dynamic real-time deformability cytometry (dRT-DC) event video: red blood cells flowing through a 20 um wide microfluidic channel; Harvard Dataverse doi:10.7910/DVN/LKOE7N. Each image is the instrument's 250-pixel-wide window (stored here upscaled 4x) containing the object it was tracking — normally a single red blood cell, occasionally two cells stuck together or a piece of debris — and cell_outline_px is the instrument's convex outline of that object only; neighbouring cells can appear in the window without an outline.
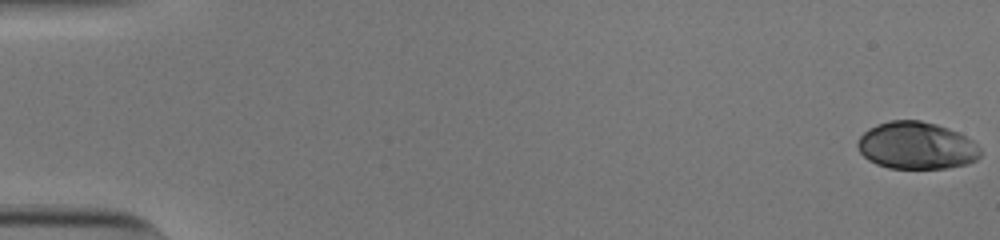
{"species": "human", "species_latin": "Homo sapiens", "temperature_condition": "cold", "stored_images_in_passage": 54, "camera_frame_rate_fps": 3000, "um_per_image_px": 0.085, "donor": {"sex": "male"}, "frame": {"image": 1, "passage_image": 1, "time_ms": 0.0, "image_size_px": [1000, 240], "cell_outline_px": [[980, 156], [976, 160], [968, 164], [948, 168], [888, 168], [876, 164], [868, 160], [860, 152], [856, 144], [856, 140], [868, 128], [876, 124], [888, 120], [920, 120], [936, 124], [948, 128], [972, 140], [980, 148]], "centroid_in_image_um": [77.87, 12.37], "position_along_channel_um": 7.1, "area_um2": 33.99}}
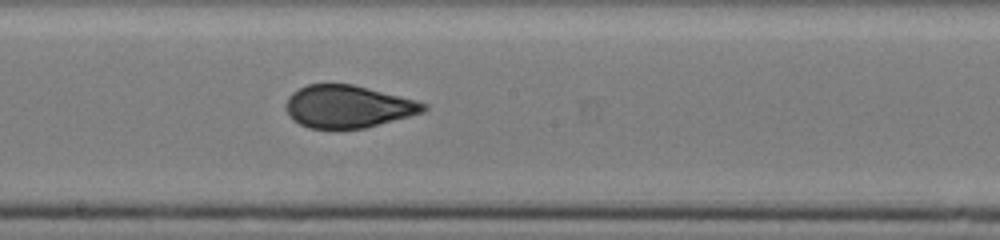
{"frame": {"image": 2, "passage_image": 31, "time_ms": 10.0, "image_size_px": [1000, 240], "cell_outline_px": [[428, 108], [424, 112], [364, 128], [308, 128], [292, 120], [288, 116], [288, 96], [292, 92], [308, 84], [352, 84], [416, 100], [428, 104]], "centroid_in_image_um": [29.59, 9.05], "position_along_channel_um": 218.6, "area_um2": 33.76}}
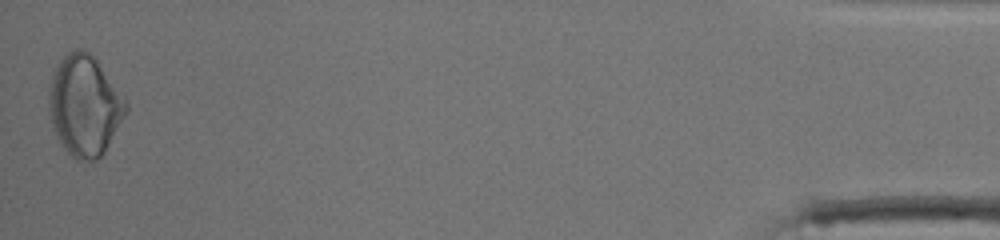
{"frame": {"image": 3, "passage_image": 54, "time_ms": 17.667, "image_size_px": [1000, 240], "cell_outline_px": [[128, 112], [104, 152], [96, 160], [76, 160], [60, 144], [56, 136], [52, 124], [48, 104], [48, 88], [56, 64], [72, 48], [84, 48], [96, 60], [124, 96], [128, 104]], "centroid_in_image_um": [7.18, 8.96], "position_along_channel_um": 428.0, "area_um2": 45.32}, "authors_computed_cell_mechanics": {"area_um2": 34.5933, "velocity_mm_per_s": 3.8369, "shape_relaxation_time_tau1_ms": 10.333, "shape_relaxation_time_tau2_ms": null, "deformation_change_tau1": 0.2318, "deformation_change_tau2": null}}